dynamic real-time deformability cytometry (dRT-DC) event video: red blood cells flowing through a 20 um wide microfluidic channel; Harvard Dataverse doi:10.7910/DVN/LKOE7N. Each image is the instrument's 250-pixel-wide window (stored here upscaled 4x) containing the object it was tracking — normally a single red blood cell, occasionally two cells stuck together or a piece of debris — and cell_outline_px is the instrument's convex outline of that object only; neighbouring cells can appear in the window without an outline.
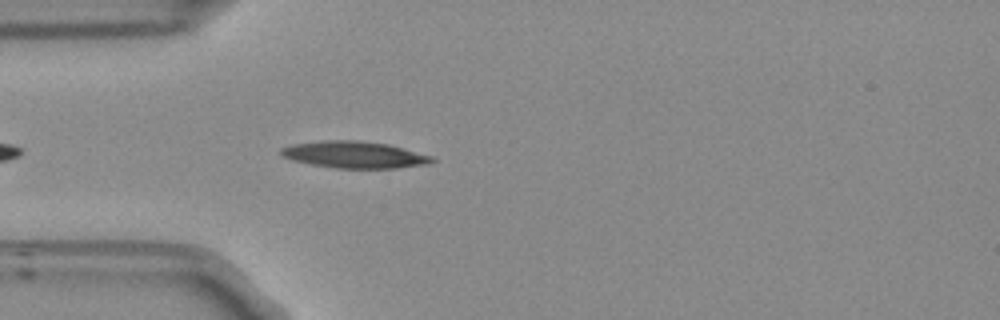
{"species": "Egyptian fruit bat (a non-hibernating species)", "species_latin": "Rousettus aegyptiacus", "temperature_condition": "room temperature", "stored_images_in_passage": 44, "camera_frame_rate_fps": 3000, "um_per_image_px": 0.085, "frame": {"image": 1, "passage_image": 5, "time_ms": 1.333, "image_size_px": [1000, 320], "cell_outline_px": [[436, 160], [432, 164], [396, 168], [336, 168], [312, 164], [292, 160], [284, 156], [280, 152], [280, 148], [292, 144], [324, 140], [360, 140], [388, 144], [432, 156]], "centroid_in_image_um": [30.16, 13.15], "position_along_channel_um": 54.8, "area_um2": 23.58}}
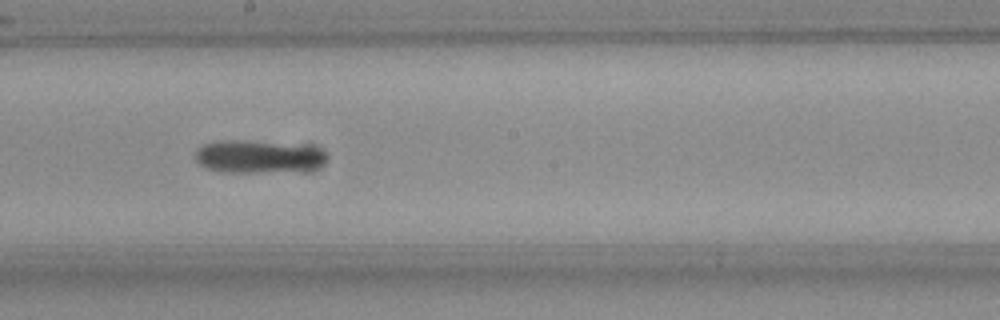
{"frame": {"image": 2, "passage_image": 19, "time_ms": 6.0, "image_size_px": [1000, 320], "cell_outline_px": [[328, 156], [320, 164], [312, 168], [256, 172], [220, 172], [208, 168], [200, 164], [196, 160], [196, 152], [204, 144], [220, 140], [236, 140], [312, 148], [324, 152]], "centroid_in_image_um": [21.81, 13.32], "position_along_channel_um": 226.4, "area_um2": 23.7}}
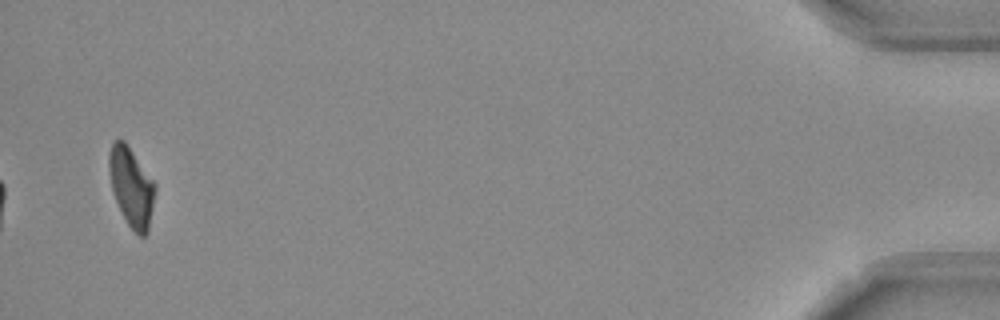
{"frame": {"image": 3, "passage_image": 42, "time_ms": 13.667, "image_size_px": [1000, 320], "cell_outline_px": [[156, 188], [148, 232], [144, 236], [140, 236], [128, 224], [112, 192], [108, 168], [108, 152], [112, 144], [116, 140], [124, 140], [156, 184]], "centroid_in_image_um": [11.16, 15.87], "position_along_channel_um": 424.0, "area_um2": 20.98}, "authors_computed_cell_mechanics": {"area_um2": 21.964, "velocity_mm_per_s": 3.7653, "shape_relaxation_time_tau1_ms": null, "shape_relaxation_time_tau2_ms": 3.0475, "deformation_change_tau1": null, "deformation_change_tau2": 0.1327}}